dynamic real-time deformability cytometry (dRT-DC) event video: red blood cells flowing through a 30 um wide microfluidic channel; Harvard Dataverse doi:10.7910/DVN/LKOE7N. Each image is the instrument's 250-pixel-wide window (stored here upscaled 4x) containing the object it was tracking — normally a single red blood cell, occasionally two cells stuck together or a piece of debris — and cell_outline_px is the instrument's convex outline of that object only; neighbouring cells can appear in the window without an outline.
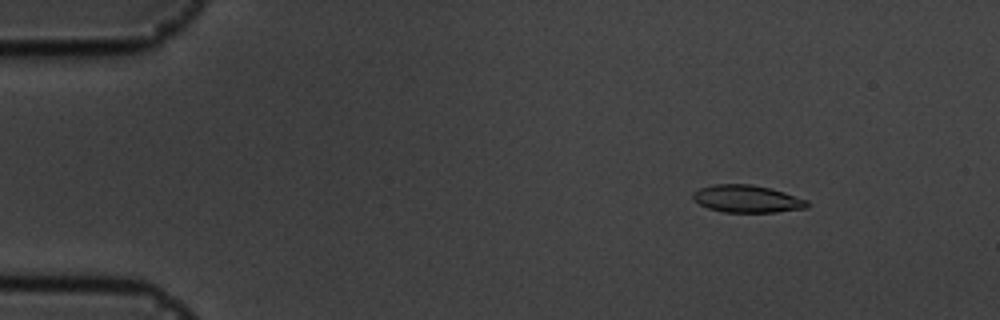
{"species": "common noctule bat (a hibernating species)", "species_latin": "Nyctalus noctula", "temperature_condition": "cold", "stored_images_in_passage": 57, "camera_frame_rate_fps": 3000, "um_per_image_px": 0.085, "animal": {"sex": "male", "body_mass_g": 19.5, "forearm_length_mm": 54.6}, "frame": {"image": 1, "passage_image": 8, "time_ms": 2.333, "image_size_px": [1000, 320], "cell_outline_px": [[808, 208], [776, 212], [724, 212], [708, 208], [692, 200], [692, 192], [700, 188], [712, 184], [752, 184], [784, 192], [808, 200]], "centroid_in_image_um": [63.48, 16.9], "position_along_channel_um": 21.5, "area_um2": 18.32}}
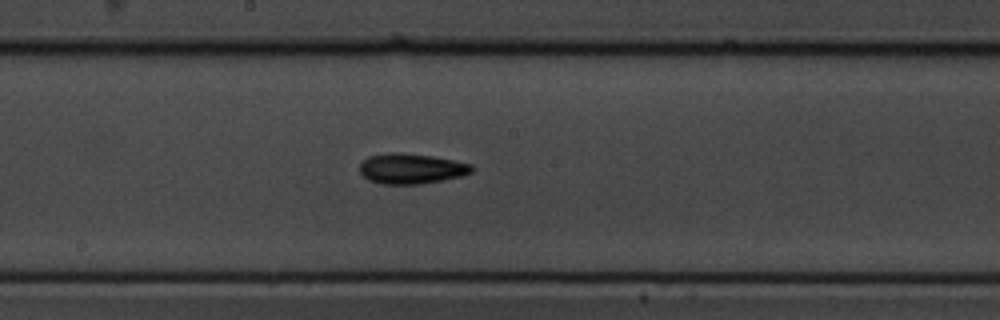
{"frame": {"image": 2, "passage_image": 31, "time_ms": 10.0, "image_size_px": [1000, 320], "cell_outline_px": [[476, 168], [472, 172], [460, 176], [444, 180], [420, 184], [384, 184], [368, 180], [360, 172], [360, 164], [368, 156], [388, 152], [400, 152], [432, 156], [472, 164]], "centroid_in_image_um": [34.96, 14.33], "position_along_channel_um": 213.2, "area_um2": 19.88}}
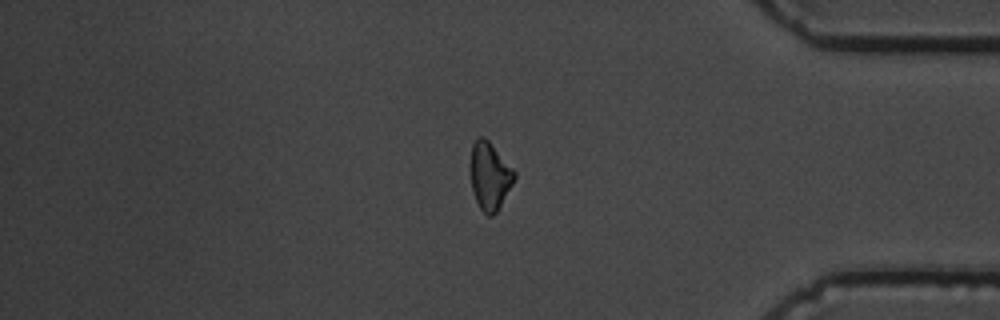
{"frame": {"image": 3, "passage_image": 48, "time_ms": 15.667, "image_size_px": [1000, 320], "cell_outline_px": [[516, 176], [512, 184], [496, 212], [492, 216], [488, 216], [480, 208], [476, 200], [472, 188], [472, 144], [476, 136], [484, 136], [488, 140], [516, 172]], "centroid_in_image_um": [41.64, 14.93], "position_along_channel_um": 393.6, "area_um2": 16.82}, "authors_computed_cell_mechanics": {"area_um2": 18.0336, "velocity_mm_per_s": 3.5914, "shape_relaxation_time_tau1_ms": 2.4417, "shape_relaxation_time_tau2_ms": 7.4757, "deformation_change_tau1": 0.1011, "deformation_change_tau2": 0.1592}}